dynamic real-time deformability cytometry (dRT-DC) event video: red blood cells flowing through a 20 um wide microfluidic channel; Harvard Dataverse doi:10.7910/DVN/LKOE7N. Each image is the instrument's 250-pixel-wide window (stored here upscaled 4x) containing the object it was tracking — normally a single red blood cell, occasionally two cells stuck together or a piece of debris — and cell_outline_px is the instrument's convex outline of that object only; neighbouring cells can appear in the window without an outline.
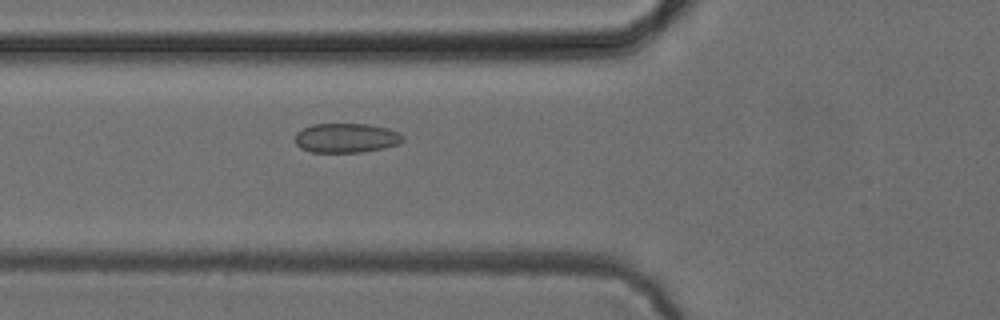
{"species": "common noctule bat (a hibernating species)", "species_latin": "Nyctalus noctula", "temperature_condition": "cold", "stored_images_in_passage": 6, "camera_frame_rate_fps": 3000, "um_per_image_px": 0.085, "animal": {"sex": "female", "body_mass_g": 24.6, "forearm_length_mm": 56.2}, "frame": {"image": 1, "passage_image": 6, "time_ms": 5.667, "image_size_px": [1000, 320], "cell_outline_px": [[404, 140], [400, 144], [384, 148], [360, 152], [312, 152], [300, 148], [296, 144], [296, 132], [312, 124], [368, 124], [388, 128], [404, 136]], "centroid_in_image_um": [29.44, 11.73], "position_along_channel_um": 96.4, "area_um2": 18.5}}